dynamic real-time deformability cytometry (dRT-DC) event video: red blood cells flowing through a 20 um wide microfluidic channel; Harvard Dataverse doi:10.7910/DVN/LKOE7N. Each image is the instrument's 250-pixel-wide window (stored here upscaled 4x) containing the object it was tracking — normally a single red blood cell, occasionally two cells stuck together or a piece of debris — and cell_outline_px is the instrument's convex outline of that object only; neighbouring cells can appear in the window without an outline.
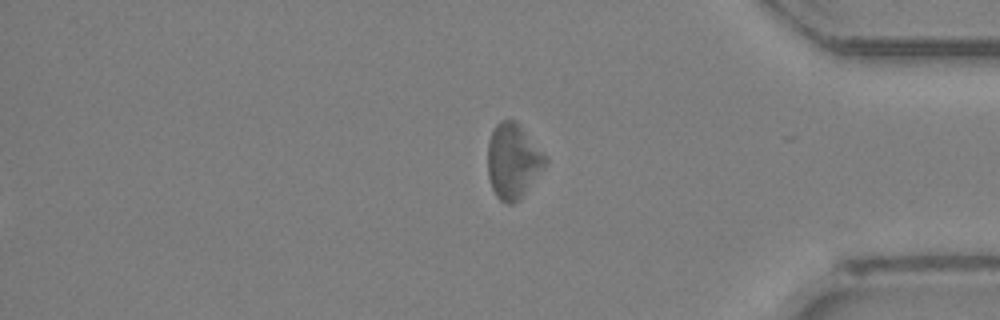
{"species": "Egyptian fruit bat (a non-hibernating species)", "species_latin": "Rousettus aegyptiacus", "temperature_condition": "room temperature", "stored_images_in_passage": 34, "segment_of_instrument_passage": [2, 2], "camera_frame_rate_fps": 3000, "um_per_image_px": 0.085, "animal": {"sex": "female"}, "frame": {"image": 1, "passage_image": 34, "time_ms": 11.0, "image_size_px": [1000, 320], "cell_outline_px": [[548, 160], [524, 192], [512, 204], [508, 204], [500, 200], [496, 196], [492, 188], [488, 176], [488, 144], [492, 132], [496, 124], [500, 120], [516, 120], [520, 124], [548, 156]], "centroid_in_image_um": [43.6, 13.63], "position_along_channel_um": 391.6, "area_um2": 24.85}}